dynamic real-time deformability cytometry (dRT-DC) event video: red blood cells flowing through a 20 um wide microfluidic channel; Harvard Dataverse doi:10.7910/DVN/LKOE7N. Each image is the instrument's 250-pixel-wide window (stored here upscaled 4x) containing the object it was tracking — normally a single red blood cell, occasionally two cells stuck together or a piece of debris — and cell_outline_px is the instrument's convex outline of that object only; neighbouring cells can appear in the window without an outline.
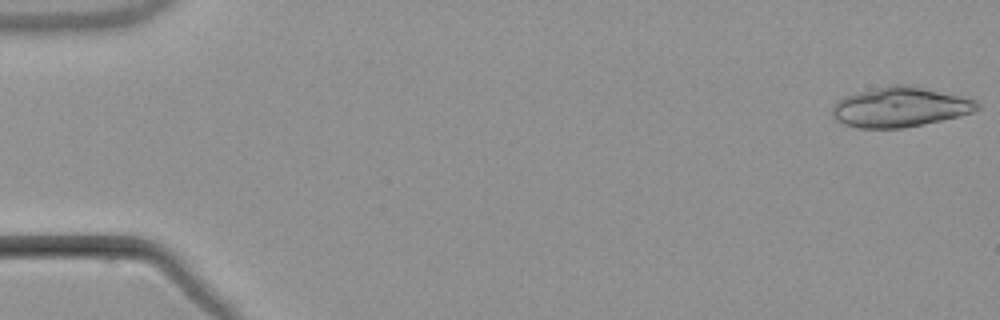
{"species": "common noctule bat (a hibernating species)", "species_latin": "Nyctalus noctula", "temperature_condition": "warm", "stored_images_in_passage": 7, "camera_frame_rate_fps": 3000, "um_per_image_px": 0.085, "animal": {"sex": "male", "body_mass_g": 21.5, "forearm_length_mm": 52.0}, "frame": {"image": 1, "passage_image": 1, "time_ms": 0.0, "image_size_px": [1000, 320], "cell_outline_px": [[980, 108], [972, 112], [960, 116], [904, 128], [856, 128], [844, 124], [836, 120], [832, 116], [832, 104], [836, 100], [844, 96], [856, 92], [888, 84], [908, 84], [960, 96], [976, 100], [980, 104]], "centroid_in_image_um": [76.45, 9.09], "position_along_channel_um": 8.5, "area_um2": 34.04}}
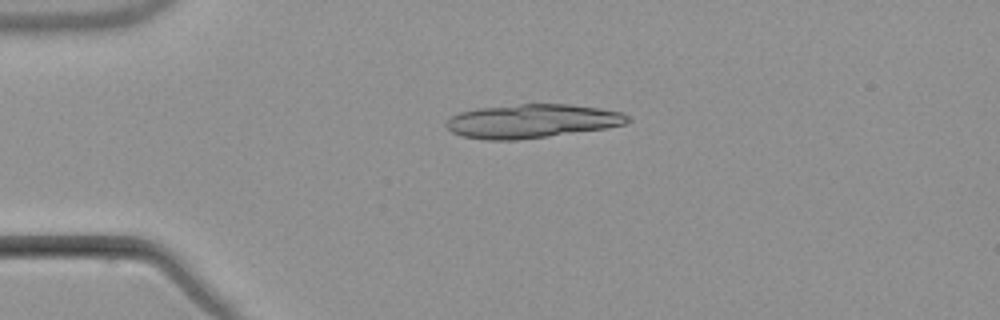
{"frame": {"image": 2, "passage_image": 4, "time_ms": 4.0, "image_size_px": [1000, 320], "cell_outline_px": [[632, 120], [624, 124], [608, 128], [548, 136], [516, 140], [484, 140], [464, 136], [452, 132], [444, 124], [452, 116], [460, 112], [476, 108], [520, 104], [568, 104], [600, 108], [620, 112], [628, 116]], "centroid_in_image_um": [45.21, 10.29], "position_along_channel_um": 39.8, "area_um2": 35.66}}